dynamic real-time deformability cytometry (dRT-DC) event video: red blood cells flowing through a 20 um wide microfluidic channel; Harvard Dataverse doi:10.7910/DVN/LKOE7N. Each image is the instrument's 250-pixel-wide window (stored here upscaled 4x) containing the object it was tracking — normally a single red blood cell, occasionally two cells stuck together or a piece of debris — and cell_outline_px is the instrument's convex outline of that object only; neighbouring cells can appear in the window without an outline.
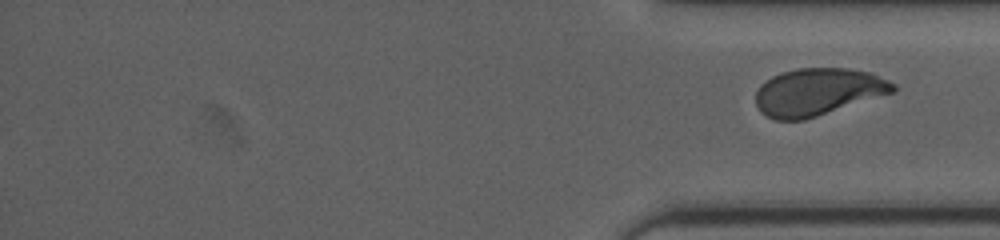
{"species": "human", "species_latin": "Homo sapiens", "temperature_condition": "cold", "stored_images_in_passage": 33, "segment_of_instrument_passage": [2, 2], "camera_frame_rate_fps": 3000, "um_per_image_px": 0.085, "donor": {"sex": "female"}, "frame": {"image": 1, "passage_image": 33, "time_ms": 12.667, "image_size_px": [1000, 240], "cell_outline_px": [[896, 92], [804, 120], [776, 120], [760, 112], [756, 104], [756, 92], [760, 84], [772, 76], [780, 72], [800, 68], [848, 68], [868, 72], [888, 80], [896, 84]], "centroid_in_image_um": [69.52, 7.81], "position_along_channel_um": 365.7, "area_um2": 37.97}}